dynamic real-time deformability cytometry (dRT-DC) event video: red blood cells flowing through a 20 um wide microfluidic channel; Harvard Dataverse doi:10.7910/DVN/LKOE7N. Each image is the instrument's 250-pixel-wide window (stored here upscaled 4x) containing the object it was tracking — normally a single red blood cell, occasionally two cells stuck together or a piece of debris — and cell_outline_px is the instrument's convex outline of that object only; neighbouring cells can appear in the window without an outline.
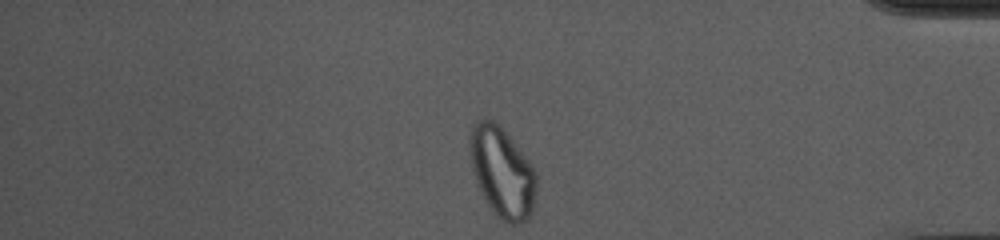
{"species": "common noctule bat (a hibernating species)", "species_latin": "Nyctalus noctula", "temperature_condition": "cold", "stored_images_in_passage": 42, "camera_frame_rate_fps": 3000, "um_per_image_px": 0.085, "animal": {"sex": "female", "body_mass_g": 10.0, "forearm_length_mm": 53.1}, "frame": {"image": 1, "passage_image": 42, "time_ms": 13.667, "image_size_px": [1000, 240], "cell_outline_px": [[536, 188], [532, 212], [528, 220], [520, 224], [508, 224], [496, 216], [492, 212], [480, 192], [476, 184], [472, 172], [468, 148], [468, 140], [472, 124], [480, 120], [492, 120], [516, 144], [532, 164], [536, 172]], "centroid_in_image_um": [42.65, 14.68], "position_along_channel_um": 392.5, "area_um2": 35.43}, "authors_computed_cell_mechanics": {"area_um2": 29.7959, "velocity_mm_per_s": 3.6781, "shape_relaxation_time_tau1_ms": null, "shape_relaxation_time_tau2_ms": 2.2604, "deformation_change_tau1": null, "deformation_change_tau2": 0.0915}}